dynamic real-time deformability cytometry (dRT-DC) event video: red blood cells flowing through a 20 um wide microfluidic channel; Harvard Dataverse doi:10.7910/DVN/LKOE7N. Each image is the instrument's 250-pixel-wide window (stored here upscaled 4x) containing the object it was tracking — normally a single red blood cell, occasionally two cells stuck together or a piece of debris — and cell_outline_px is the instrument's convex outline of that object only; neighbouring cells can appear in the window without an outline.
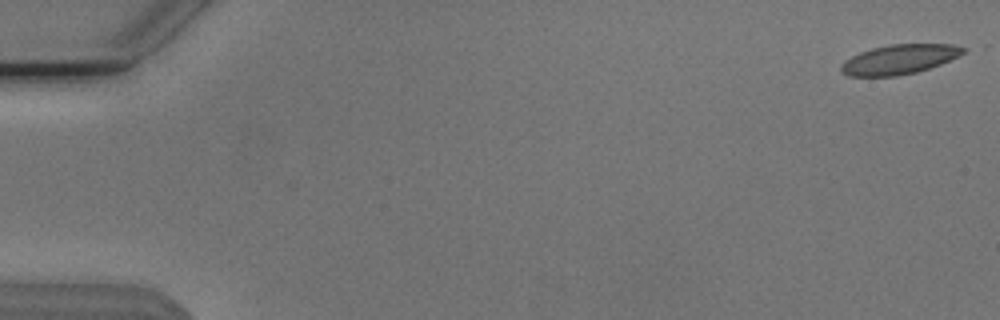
{"species": "Egyptian fruit bat (a non-hibernating species)", "species_latin": "Rousettus aegyptiacus", "temperature_condition": "cold", "stored_images_in_passage": 49, "camera_frame_rate_fps": 3000, "um_per_image_px": 0.085, "animal": {"sex": "male"}, "frame": {"image": 1, "passage_image": 1, "time_ms": 0.0, "image_size_px": [1000, 320], "cell_outline_px": [[968, 48], [964, 52], [940, 64], [916, 72], [896, 76], [848, 76], [840, 72], [840, 64], [844, 60], [860, 52], [872, 48], [888, 44], [952, 44]], "centroid_in_image_um": [76.38, 5.04], "position_along_channel_um": 8.6, "area_um2": 21.04}}
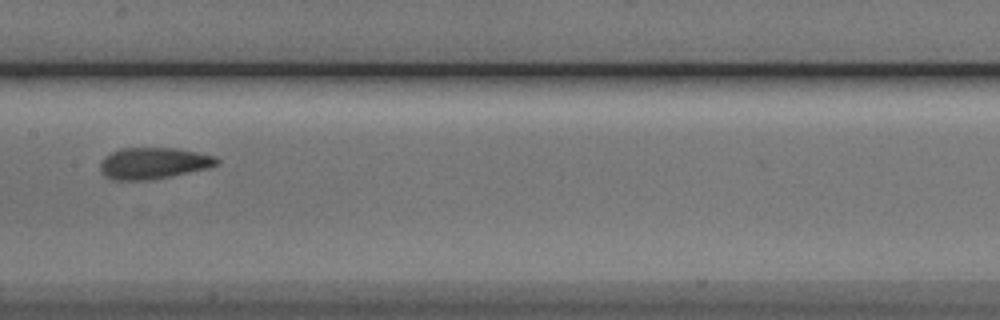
{"frame": {"image": 2, "passage_image": 28, "time_ms": 9.0, "image_size_px": [1000, 320], "cell_outline_px": [[220, 160], [216, 164], [208, 168], [152, 180], [112, 180], [104, 176], [100, 172], [100, 164], [104, 156], [120, 148], [176, 148], [216, 156]], "centroid_in_image_um": [13.01, 13.88], "position_along_channel_um": 194.4, "area_um2": 21.44}}
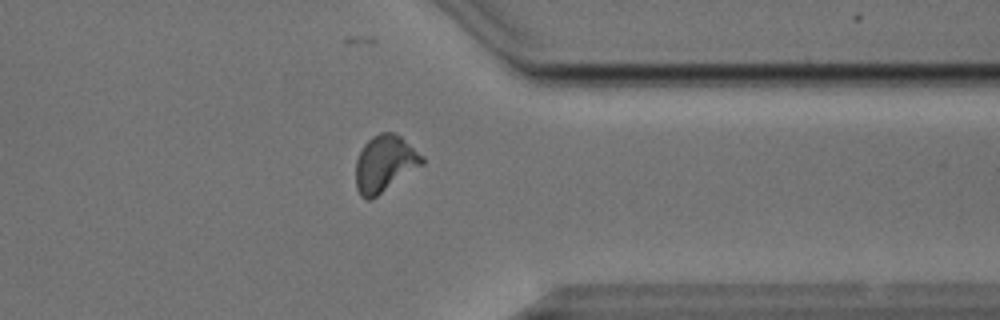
{"frame": {"image": 3, "passage_image": 43, "time_ms": 14.0, "image_size_px": [1000, 320], "cell_outline_px": [[424, 164], [376, 196], [368, 200], [360, 196], [356, 188], [356, 160], [364, 144], [372, 136], [380, 132], [392, 132], [400, 136], [424, 156]], "centroid_in_image_um": [32.7, 13.89], "position_along_channel_um": 378.7, "area_um2": 21.73}}